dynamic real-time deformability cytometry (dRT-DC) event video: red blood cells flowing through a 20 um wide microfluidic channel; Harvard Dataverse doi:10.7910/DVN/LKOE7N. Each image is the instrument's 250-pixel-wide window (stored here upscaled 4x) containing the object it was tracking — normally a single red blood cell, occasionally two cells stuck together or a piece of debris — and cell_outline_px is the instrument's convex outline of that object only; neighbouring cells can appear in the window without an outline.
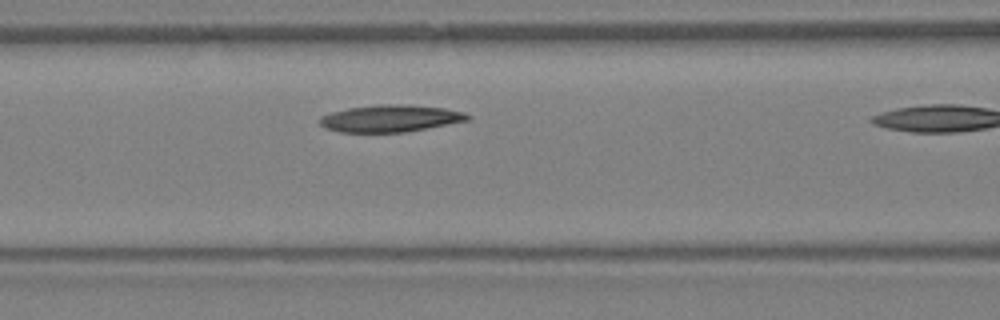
{"species": "Egyptian fruit bat (a non-hibernating species)", "species_latin": "Rousettus aegyptiacus", "temperature_condition": "warm", "stored_images_in_passage": 11, "camera_frame_rate_fps": 3000, "um_per_image_px": 0.085, "animal": {"sex": "female"}, "frame": {"image": 1, "passage_image": 8, "time_ms": 2.333, "image_size_px": [1000, 320], "cell_outline_px": [[472, 116], [468, 120], [404, 132], [340, 132], [324, 128], [320, 124], [320, 116], [332, 112], [348, 108], [380, 104], [392, 104], [444, 108], [464, 112]], "centroid_in_image_um": [33.14, 10.07], "position_along_channel_um": 133.5, "area_um2": 22.95}}
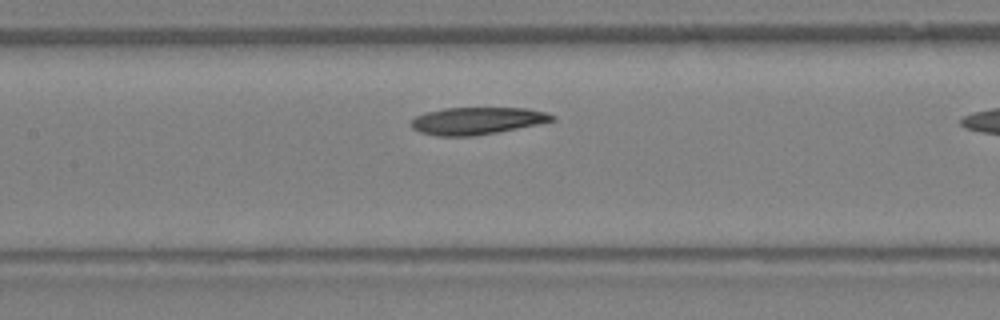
{"frame": {"image": 2, "passage_image": 10, "time_ms": 3.0, "image_size_px": [1000, 320], "cell_outline_px": [[556, 120], [496, 132], [472, 136], [436, 136], [420, 132], [412, 128], [412, 120], [416, 116], [424, 112], [444, 108], [528, 108], [548, 112], [556, 116]], "centroid_in_image_um": [40.55, 10.26], "position_along_channel_um": 166.8, "area_um2": 22.31}}